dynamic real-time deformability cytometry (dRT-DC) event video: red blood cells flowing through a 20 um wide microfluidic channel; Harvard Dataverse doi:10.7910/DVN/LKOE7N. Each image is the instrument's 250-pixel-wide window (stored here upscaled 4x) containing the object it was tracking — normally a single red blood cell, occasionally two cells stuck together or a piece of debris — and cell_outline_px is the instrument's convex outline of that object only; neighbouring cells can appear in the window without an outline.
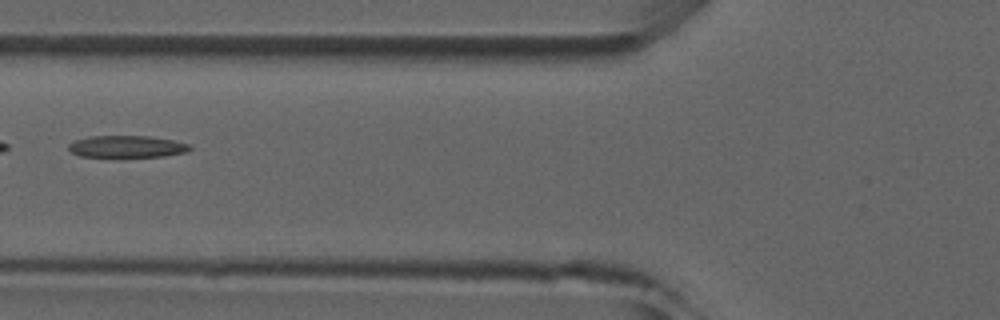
{"species": "common noctule bat (a hibernating species)", "species_latin": "Nyctalus noctula", "temperature_condition": "room temperature", "stored_images_in_passage": 5, "camera_frame_rate_fps": 3000, "um_per_image_px": 0.085, "animal": {"sex": "male", "forearm_length_mm": 52.5}, "frame": {"image": 1, "passage_image": 4, "time_ms": 3.667, "image_size_px": [1000, 320], "cell_outline_px": [[192, 148], [188, 152], [164, 156], [80, 156], [72, 152], [68, 148], [68, 144], [76, 140], [88, 136], [148, 136], [172, 140], [188, 144]], "centroid_in_image_um": [10.79, 12.45], "position_along_channel_um": 115.0, "area_um2": 15.26}}
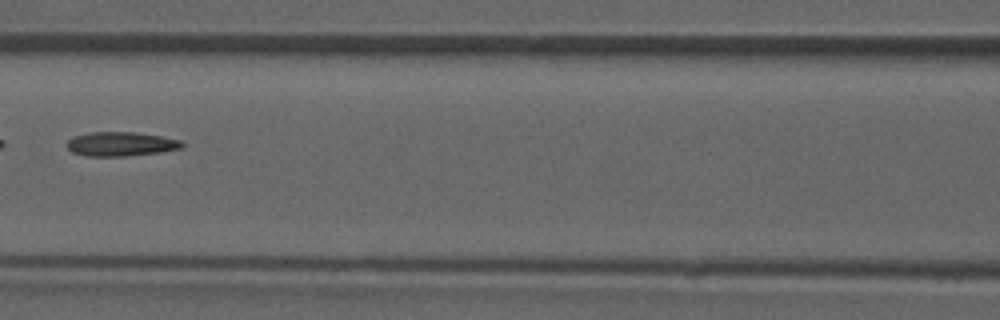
{"frame": {"image": 2, "passage_image": 5, "time_ms": 4.667, "image_size_px": [1000, 320], "cell_outline_px": [[184, 144], [180, 148], [160, 152], [124, 156], [84, 156], [72, 152], [64, 144], [72, 136], [92, 132], [136, 132], [160, 136], [180, 140]], "centroid_in_image_um": [10.21, 12.24], "position_along_channel_um": 156.4, "area_um2": 16.24}}